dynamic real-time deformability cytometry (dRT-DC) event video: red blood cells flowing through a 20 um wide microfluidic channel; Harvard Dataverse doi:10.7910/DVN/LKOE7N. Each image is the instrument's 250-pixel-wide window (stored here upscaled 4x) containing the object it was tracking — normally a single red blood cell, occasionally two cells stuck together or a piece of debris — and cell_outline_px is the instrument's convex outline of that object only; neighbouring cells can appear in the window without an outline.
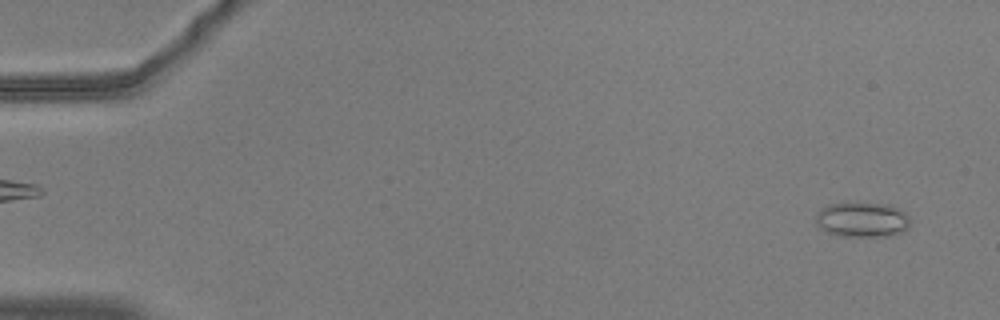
{"species": "common noctule bat (a hibernating species)", "species_latin": "Nyctalus noctula", "temperature_condition": "warm", "stored_images_in_passage": 55, "camera_frame_rate_fps": 3000, "um_per_image_px": 0.085, "animal": {"sex": "male", "body_mass_g": 20.5, "forearm_length_mm": 52.5}, "frame": {"image": 1, "passage_image": 3, "time_ms": 0.667, "image_size_px": [1000, 320], "cell_outline_px": [[908, 228], [904, 232], [888, 236], [840, 236], [828, 232], [820, 228], [816, 224], [816, 216], [820, 208], [828, 204], [844, 200], [888, 204], [904, 212], [908, 216]], "centroid_in_image_um": [73.24, 18.63], "position_along_channel_um": 11.8, "area_um2": 19.83}}
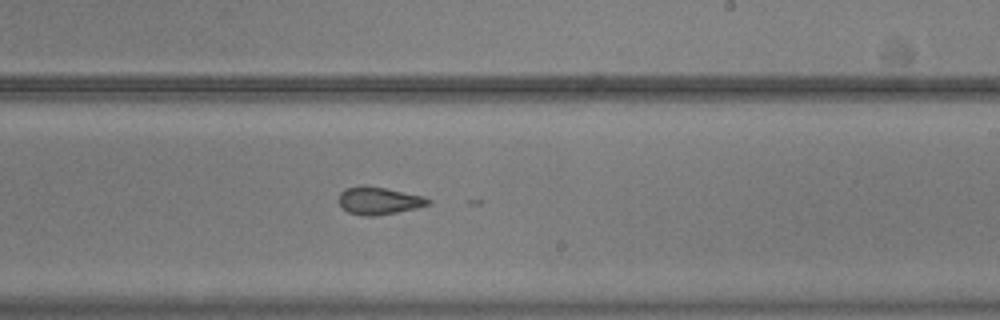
{"frame": {"image": 2, "passage_image": 34, "time_ms": 11.0, "image_size_px": [1000, 320], "cell_outline_px": [[432, 204], [416, 208], [376, 216], [364, 216], [348, 212], [340, 204], [340, 192], [344, 188], [364, 184], [424, 196], [432, 200]], "centroid_in_image_um": [32.22, 17.05], "position_along_channel_um": 256.8, "area_um2": 14.39}}
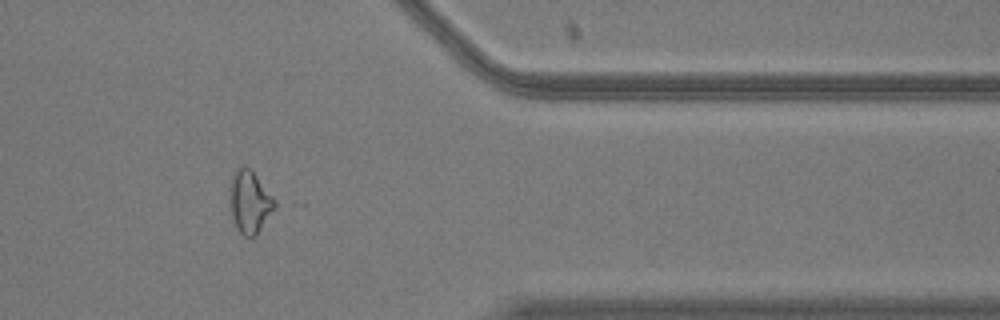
{"frame": {"image": 3, "passage_image": 46, "time_ms": 15.0, "image_size_px": [1000, 320], "cell_outline_px": [[276, 208], [256, 236], [244, 236], [236, 228], [232, 216], [232, 172], [236, 168], [244, 164], [252, 168], [276, 200]], "centroid_in_image_um": [21.28, 17.12], "position_along_channel_um": 390.1, "area_um2": 16.36}, "authors_computed_cell_mechanics": {"area_um2": 15.7216, "velocity_mm_per_s": 3.7072, "shape_relaxation_time_tau1_ms": 4.2755, "shape_relaxation_time_tau2_ms": 2.2738, "deformation_change_tau1": 0.1286, "deformation_change_tau2": 0.0771}}